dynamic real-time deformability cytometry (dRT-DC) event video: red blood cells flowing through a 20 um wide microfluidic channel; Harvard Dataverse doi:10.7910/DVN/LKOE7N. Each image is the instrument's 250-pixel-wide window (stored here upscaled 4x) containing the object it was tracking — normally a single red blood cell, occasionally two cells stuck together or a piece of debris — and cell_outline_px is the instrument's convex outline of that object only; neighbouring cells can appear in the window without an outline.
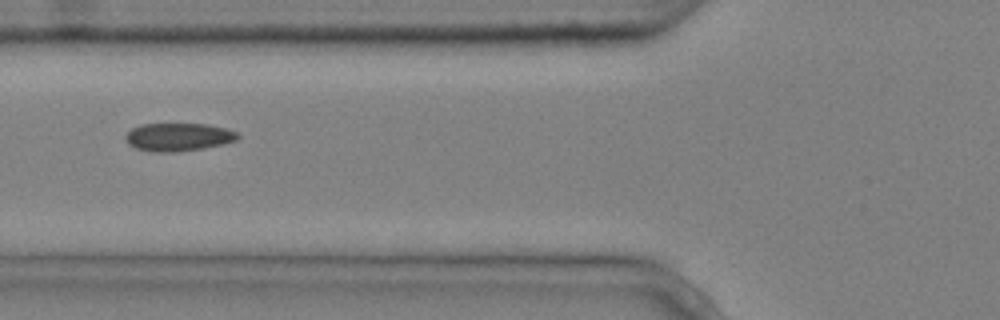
{"species": "common noctule bat (a hibernating species)", "species_latin": "Nyctalus noctula", "temperature_condition": "cold", "stored_images_in_passage": 6, "camera_frame_rate_fps": 3000, "um_per_image_px": 0.085, "animal": {"sex": "male", "body_mass_g": 20.4}, "frame": {"image": 1, "passage_image": 6, "time_ms": 1.667, "image_size_px": [1000, 320], "cell_outline_px": [[240, 136], [236, 140], [224, 144], [204, 148], [176, 152], [152, 152], [136, 148], [128, 144], [124, 140], [124, 136], [132, 128], [140, 124], [204, 124], [224, 128], [236, 132]], "centroid_in_image_um": [15.12, 11.65], "position_along_channel_um": 110.7, "area_um2": 18.38}}